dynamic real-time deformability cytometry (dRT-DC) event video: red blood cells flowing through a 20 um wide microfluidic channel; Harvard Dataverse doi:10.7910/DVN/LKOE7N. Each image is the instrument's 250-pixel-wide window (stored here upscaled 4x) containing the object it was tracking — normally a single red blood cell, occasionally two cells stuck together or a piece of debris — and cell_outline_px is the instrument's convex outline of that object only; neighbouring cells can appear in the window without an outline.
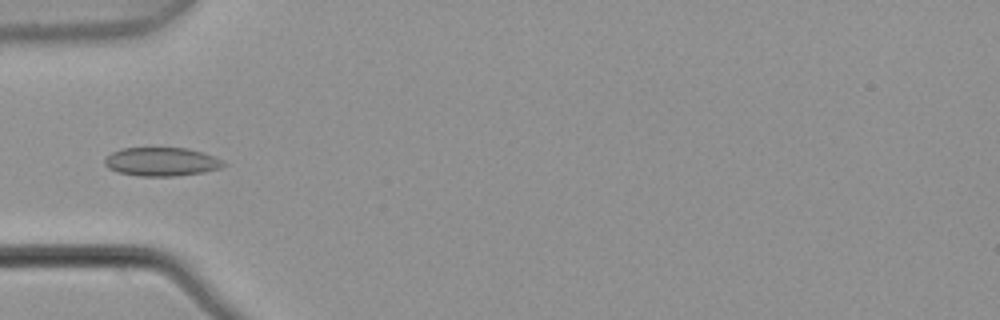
{"species": "common noctule bat (a hibernating species)", "species_latin": "Nyctalus noctula", "temperature_condition": "warm", "stored_images_in_passage": 3, "camera_frame_rate_fps": 3000, "um_per_image_px": 0.085, "animal": {"sex": "male", "body_mass_g": 21.5, "forearm_length_mm": 52.0}, "frame": {"image": 1, "passage_image": 3, "time_ms": 0.667, "image_size_px": [1000, 320], "cell_outline_px": [[228, 164], [220, 168], [204, 172], [176, 176], [136, 176], [116, 172], [108, 168], [104, 164], [104, 160], [112, 152], [124, 148], [188, 148], [204, 152]], "centroid_in_image_um": [13.72, 13.75], "position_along_channel_um": 71.3, "area_um2": 19.88}}